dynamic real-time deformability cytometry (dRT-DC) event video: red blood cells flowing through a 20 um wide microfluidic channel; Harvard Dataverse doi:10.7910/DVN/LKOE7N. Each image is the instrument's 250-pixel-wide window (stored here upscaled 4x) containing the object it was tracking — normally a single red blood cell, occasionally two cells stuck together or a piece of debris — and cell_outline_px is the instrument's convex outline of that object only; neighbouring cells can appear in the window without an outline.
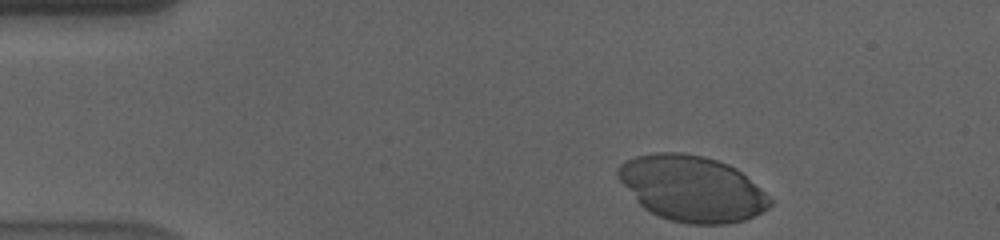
{"species": "human", "species_latin": "Homo sapiens", "temperature_condition": "cold", "stored_images_in_passage": 40, "camera_frame_rate_fps": 3000, "um_per_image_px": 0.085, "donor": {"sex": "male"}, "frame": {"image": 1, "passage_image": 1, "time_ms": 0.0, "image_size_px": [1000, 240], "cell_outline_px": [[772, 204], [764, 212], [744, 220], [728, 224], [688, 224], [668, 220], [644, 208], [636, 200], [616, 176], [616, 168], [624, 160], [636, 156], [656, 152], [680, 152], [704, 156], [728, 164], [736, 168], [760, 188], [772, 200]], "centroid_in_image_um": [58.8, 16.02], "position_along_channel_um": 26.2, "area_um2": 58.26}}